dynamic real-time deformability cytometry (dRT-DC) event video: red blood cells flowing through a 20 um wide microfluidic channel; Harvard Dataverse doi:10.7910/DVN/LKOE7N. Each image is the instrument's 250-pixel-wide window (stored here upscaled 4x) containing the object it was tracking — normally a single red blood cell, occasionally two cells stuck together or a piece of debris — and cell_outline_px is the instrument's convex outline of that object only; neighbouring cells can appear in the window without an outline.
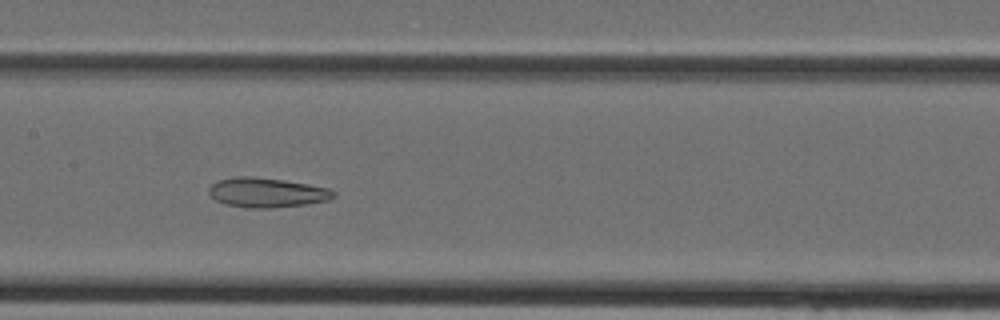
{"species": "Egyptian fruit bat (a non-hibernating species)", "species_latin": "Rousettus aegyptiacus", "temperature_condition": "cold", "stored_images_in_passage": 35, "camera_frame_rate_fps": 3000, "um_per_image_px": 0.085, "animal": {"sex": "female"}, "frame": {"image": 1, "passage_image": 15, "time_ms": 4.667, "image_size_px": [1000, 320], "cell_outline_px": [[336, 196], [328, 200], [304, 204], [272, 208], [248, 208], [224, 204], [216, 200], [208, 192], [208, 188], [216, 180], [236, 176], [252, 176], [284, 180], [308, 184], [328, 188], [336, 192]], "centroid_in_image_um": [22.65, 16.36], "position_along_channel_um": 184.7, "area_um2": 21.62}}
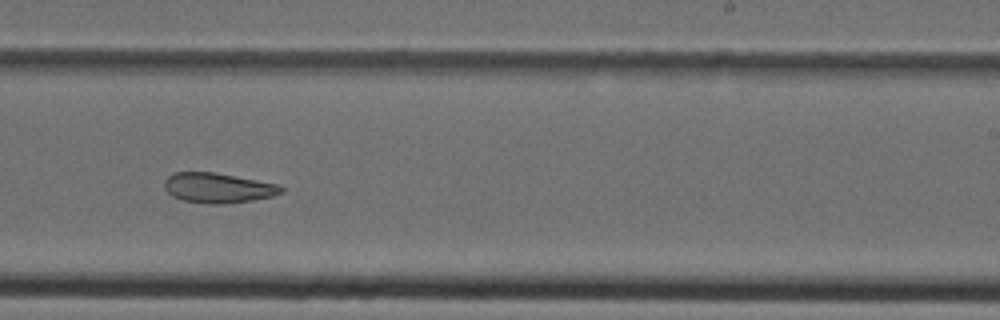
{"frame": {"image": 2, "passage_image": 20, "time_ms": 6.333, "image_size_px": [1000, 320], "cell_outline_px": [[284, 192], [272, 196], [252, 200], [224, 204], [208, 204], [184, 200], [172, 196], [164, 188], [164, 180], [172, 172], [212, 172], [280, 184], [284, 188]], "centroid_in_image_um": [18.53, 15.97], "position_along_channel_um": 270.5, "area_um2": 20.46}}
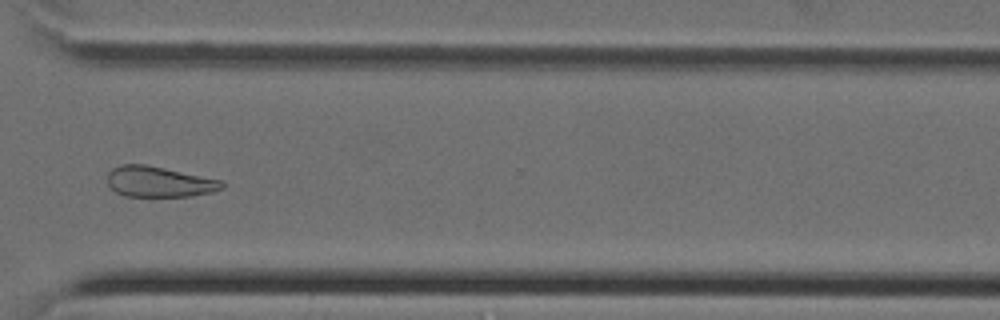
{"frame": {"image": 3, "passage_image": 25, "time_ms": 8.0, "image_size_px": [1000, 320], "cell_outline_px": [[224, 188], [212, 192], [192, 196], [124, 196], [116, 192], [108, 184], [108, 172], [112, 168], [120, 164], [148, 164], [224, 180]], "centroid_in_image_um": [13.55, 15.43], "position_along_channel_um": 357.0, "area_um2": 20.75}}